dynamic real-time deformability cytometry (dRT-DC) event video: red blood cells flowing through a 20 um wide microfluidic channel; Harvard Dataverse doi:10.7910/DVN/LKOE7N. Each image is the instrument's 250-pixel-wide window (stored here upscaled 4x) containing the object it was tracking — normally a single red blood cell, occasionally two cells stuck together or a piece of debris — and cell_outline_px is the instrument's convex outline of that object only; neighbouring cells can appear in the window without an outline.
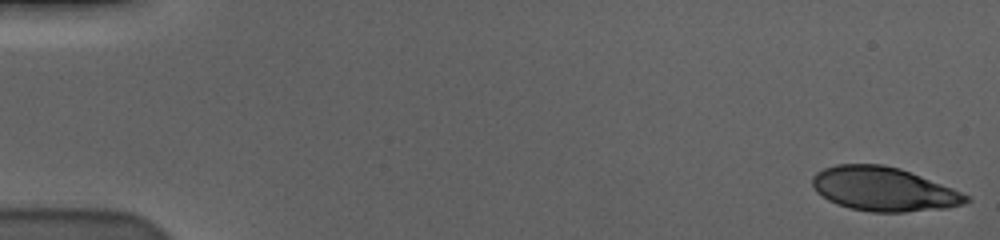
{"species": "human", "species_latin": "Homo sapiens", "temperature_condition": "cold", "stored_images_in_passage": 57, "camera_frame_rate_fps": 3000, "um_per_image_px": 0.085, "donor": {"sex": "male"}, "frame": {"image": 1, "passage_image": 1, "time_ms": 0.0, "image_size_px": [1000, 240], "cell_outline_px": [[972, 200], [964, 204], [944, 208], [904, 212], [872, 212], [852, 208], [836, 204], [828, 200], [816, 192], [812, 184], [812, 176], [816, 172], [824, 168], [836, 164], [884, 164], [900, 168], [952, 188], [968, 196]], "centroid_in_image_um": [75.08, 16.07], "position_along_channel_um": 9.9, "area_um2": 39.3}}
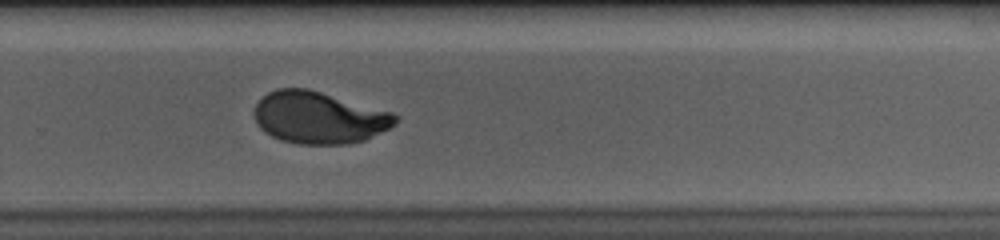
{"frame": {"image": 2, "passage_image": 39, "time_ms": 12.667, "image_size_px": [1000, 240], "cell_outline_px": [[400, 120], [396, 124], [364, 140], [348, 144], [296, 144], [280, 140], [264, 132], [256, 124], [252, 112], [256, 104], [268, 92], [276, 88], [308, 88], [392, 112]], "centroid_in_image_um": [27.07, 9.99], "position_along_channel_um": 302.7, "area_um2": 42.95}}
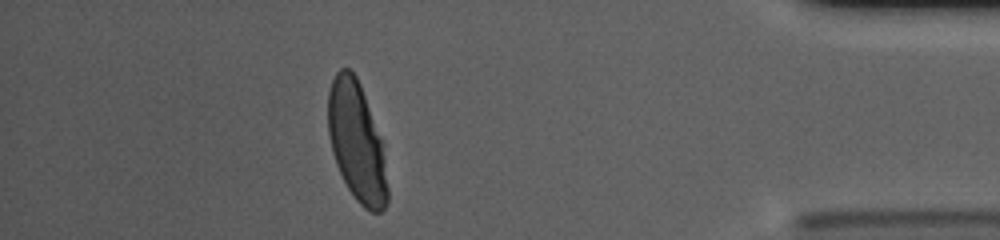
{"frame": {"image": 3, "passage_image": 51, "time_ms": 16.667, "image_size_px": [1000, 240], "cell_outline_px": [[388, 200], [384, 208], [380, 212], [372, 212], [364, 208], [356, 200], [348, 188], [336, 164], [332, 152], [328, 132], [328, 92], [332, 80], [336, 72], [340, 68], [348, 68], [356, 76], [360, 84], [380, 140], [384, 160], [388, 188]], "centroid_in_image_um": [30.29, 12.08], "position_along_channel_um": 404.9, "area_um2": 40.63}, "authors_computed_cell_mechanics": {"area_um2": 42.772, "velocity_mm_per_s": 3.5857, "shape_relaxation_time_tau1_ms": 4.1725, "shape_relaxation_time_tau2_ms": null, "deformation_change_tau1": 0.2186, "deformation_change_tau2": null}}